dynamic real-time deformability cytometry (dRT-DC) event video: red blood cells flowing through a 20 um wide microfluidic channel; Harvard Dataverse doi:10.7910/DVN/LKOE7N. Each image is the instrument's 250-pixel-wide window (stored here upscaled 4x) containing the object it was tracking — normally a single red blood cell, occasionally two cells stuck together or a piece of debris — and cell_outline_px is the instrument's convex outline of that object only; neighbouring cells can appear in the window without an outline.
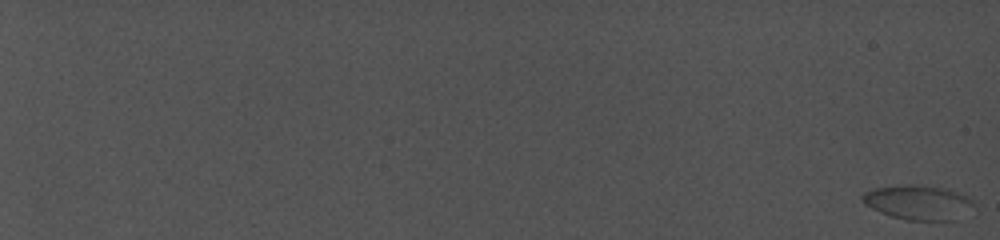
{"species": "common noctule bat (a hibernating species)", "species_latin": "Nyctalus noctula", "temperature_condition": "cold", "stored_images_in_passage": 29, "camera_frame_rate_fps": 5000, "um_per_image_px": 0.085, "animal": {"sex": "female", "body_mass_g": 19.0, "forearm_length_mm": 56.7}, "frame": {"image": 1, "passage_image": 1, "time_ms": 0.0, "image_size_px": [1000, 240], "cell_outline_px": [[968, 200], [944, 220], [904, 220], [880, 212], [872, 208], [864, 200], [864, 192], [876, 188], [904, 184], [916, 184], [948, 188], [964, 196]], "centroid_in_image_um": [77.77, 17.14], "position_along_channel_um": 7.2, "area_um2": 20.4}}
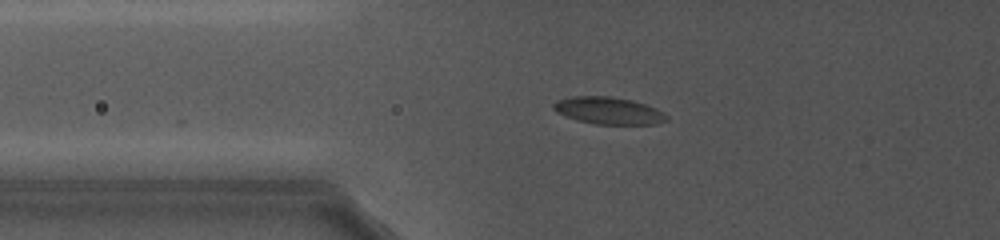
{"frame": {"image": 2, "passage_image": 21, "time_ms": 10.8, "image_size_px": [1000, 240], "cell_outline_px": [[664, 120], [652, 124], [596, 124], [580, 120], [556, 112], [552, 108], [552, 104], [560, 100], [572, 96], [608, 96], [632, 100], [644, 104], [660, 112], [664, 116]], "centroid_in_image_um": [51.63, 9.39], "position_along_channel_um": 74.2, "area_um2": 17.17}}
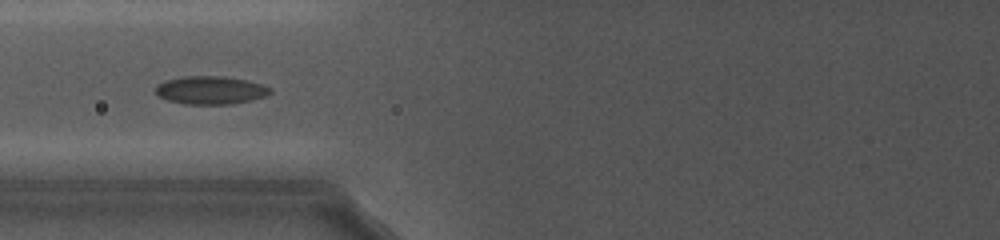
{"frame": {"image": 3, "passage_image": 24, "time_ms": 12.2, "image_size_px": [1000, 240], "cell_outline_px": [[272, 92], [264, 96], [252, 100], [232, 104], [184, 104], [168, 100], [160, 96], [156, 92], [156, 88], [164, 80], [184, 76], [224, 76], [244, 80], [260, 84], [272, 88]], "centroid_in_image_um": [17.91, 7.67], "position_along_channel_um": 107.9, "area_um2": 18.61}}